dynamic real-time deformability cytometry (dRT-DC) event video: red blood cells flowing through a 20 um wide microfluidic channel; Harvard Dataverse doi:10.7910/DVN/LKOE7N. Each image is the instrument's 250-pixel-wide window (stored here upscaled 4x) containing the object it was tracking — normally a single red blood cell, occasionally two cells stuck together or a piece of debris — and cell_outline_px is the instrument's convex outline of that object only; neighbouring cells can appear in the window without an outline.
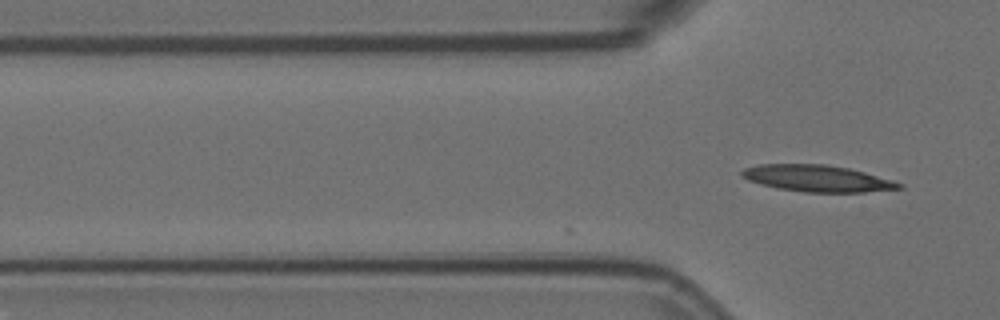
{"species": "Egyptian fruit bat (a non-hibernating species)", "species_latin": "Rousettus aegyptiacus", "temperature_condition": "room temperature", "stored_images_in_passage": 2, "camera_frame_rate_fps": 3000, "um_per_image_px": 0.085, "animal": {"sex": "female"}, "frame": {"image": 1, "passage_image": 2, "time_ms": 0.333, "image_size_px": [1000, 320], "cell_outline_px": [[904, 188], [864, 192], [804, 192], [776, 188], [760, 184], [748, 180], [740, 176], [740, 172], [744, 168], [760, 164], [828, 164], [848, 168], [864, 172], [892, 180], [904, 184]], "centroid_in_image_um": [69.45, 15.16], "position_along_channel_um": 56.4, "area_um2": 24.45}}